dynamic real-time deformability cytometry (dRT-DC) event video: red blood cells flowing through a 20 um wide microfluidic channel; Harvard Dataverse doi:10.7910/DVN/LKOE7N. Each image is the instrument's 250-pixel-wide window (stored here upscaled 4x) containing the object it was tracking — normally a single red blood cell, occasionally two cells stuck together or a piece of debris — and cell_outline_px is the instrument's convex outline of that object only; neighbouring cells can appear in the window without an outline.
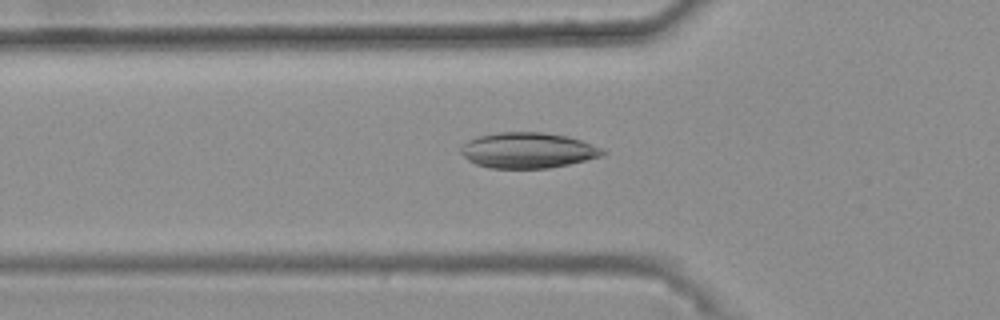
{"species": "common noctule bat (a hibernating species)", "species_latin": "Nyctalus noctula", "temperature_condition": "warm", "stored_images_in_passage": 41, "camera_frame_rate_fps": 3000, "um_per_image_px": 0.085, "animal": {"sex": "female", "body_mass_g": 25.1}, "frame": {"image": 1, "passage_image": 12, "time_ms": 3.667, "image_size_px": [1000, 320], "cell_outline_px": [[608, 152], [604, 156], [568, 164], [548, 168], [488, 168], [476, 164], [468, 160], [460, 152], [460, 148], [468, 140], [476, 136], [500, 132], [544, 132], [568, 136], [604, 148]], "centroid_in_image_um": [44.89, 12.77], "position_along_channel_um": 80.9, "area_um2": 29.65}}
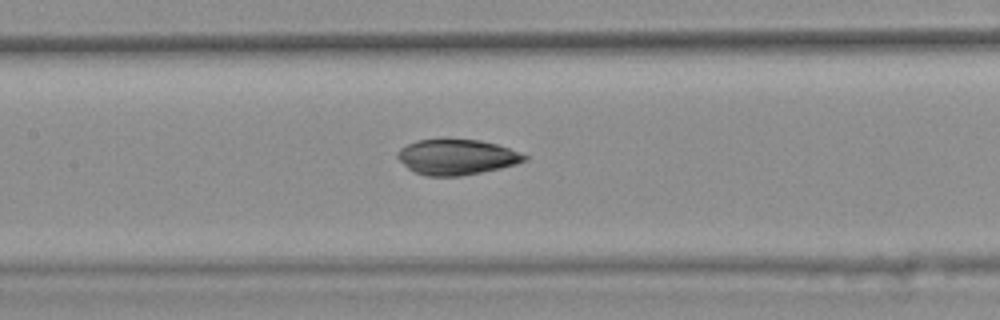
{"frame": {"image": 2, "passage_image": 19, "time_ms": 6.0, "image_size_px": [1000, 320], "cell_outline_px": [[528, 160], [516, 164], [500, 168], [460, 176], [428, 176], [416, 172], [408, 168], [396, 156], [396, 152], [400, 148], [416, 140], [480, 140], [496, 144], [508, 148], [528, 156]], "centroid_in_image_um": [38.81, 13.35], "position_along_channel_um": 168.6, "area_um2": 25.84}}
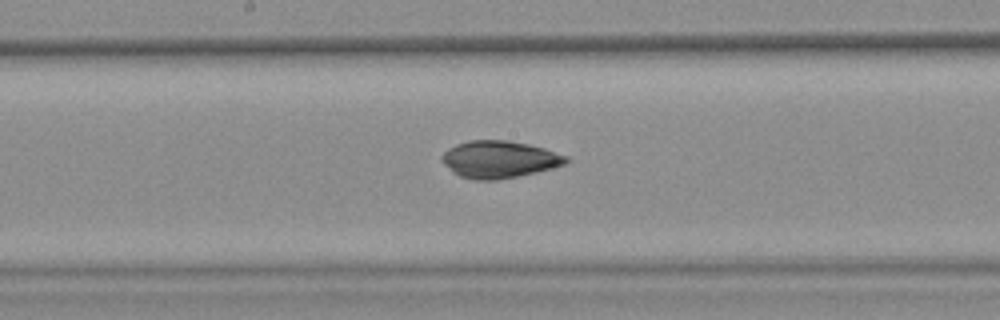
{"frame": {"image": 3, "passage_image": 22, "time_ms": 7.0, "image_size_px": [1000, 320], "cell_outline_px": [[572, 160], [564, 164], [552, 168], [536, 172], [496, 180], [472, 180], [460, 176], [452, 172], [440, 160], [440, 156], [448, 148], [456, 144], [468, 140], [508, 140], [528, 144], [544, 148], [568, 156]], "centroid_in_image_um": [42.42, 13.54], "position_along_channel_um": 205.8, "area_um2": 27.05}, "authors_computed_cell_mechanics": {"area_um2": 26.7036, "velocity_mm_per_s": 3.7305, "shape_relaxation_time_tau1_ms": 7.8576, "shape_relaxation_time_tau2_ms": 9.1034, "deformation_change_tau1": 0.1387, "deformation_change_tau2": 0.0825}}